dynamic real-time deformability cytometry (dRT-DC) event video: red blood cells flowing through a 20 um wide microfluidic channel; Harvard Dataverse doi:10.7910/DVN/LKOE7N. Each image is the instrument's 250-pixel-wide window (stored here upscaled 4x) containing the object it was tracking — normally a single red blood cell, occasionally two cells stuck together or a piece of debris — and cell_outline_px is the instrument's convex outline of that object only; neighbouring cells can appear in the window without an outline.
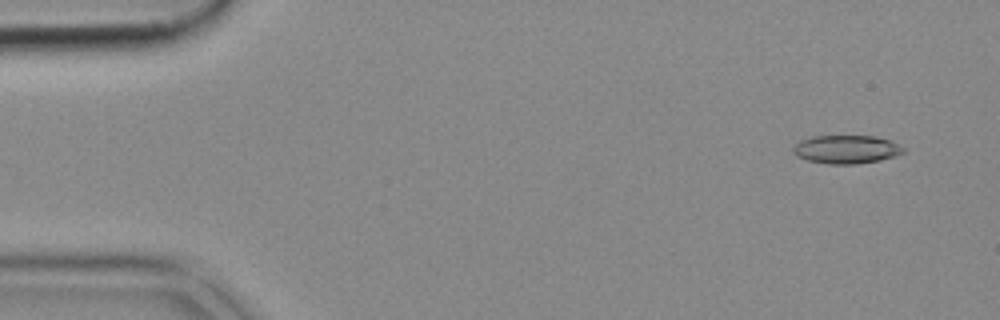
{"species": "common noctule bat (a hibernating species)", "species_latin": "Nyctalus noctula", "temperature_condition": "cold", "stored_images_in_passage": 53, "camera_frame_rate_fps": 3000, "um_per_image_px": 0.085, "animal": {"sex": "female", "body_mass_g": 18.4}, "frame": {"image": 1, "passage_image": 4, "time_ms": 1.0, "image_size_px": [1000, 320], "cell_outline_px": [[904, 152], [880, 160], [856, 164], [828, 164], [808, 160], [796, 156], [792, 152], [792, 148], [800, 140], [812, 136], [876, 136], [888, 140], [904, 148]], "centroid_in_image_um": [71.88, 12.69], "position_along_channel_um": 13.1, "area_um2": 18.09}}
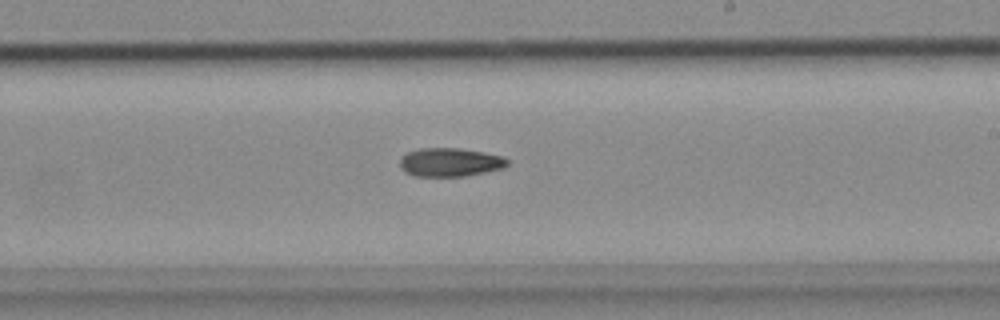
{"frame": {"image": 2, "passage_image": 31, "time_ms": 10.0, "image_size_px": [1000, 320], "cell_outline_px": [[508, 164], [504, 168], [464, 176], [416, 176], [404, 172], [400, 168], [400, 156], [408, 152], [420, 148], [460, 148], [484, 152], [500, 156], [508, 160]], "centroid_in_image_um": [38.21, 13.79], "position_along_channel_um": 250.8, "area_um2": 17.92}}
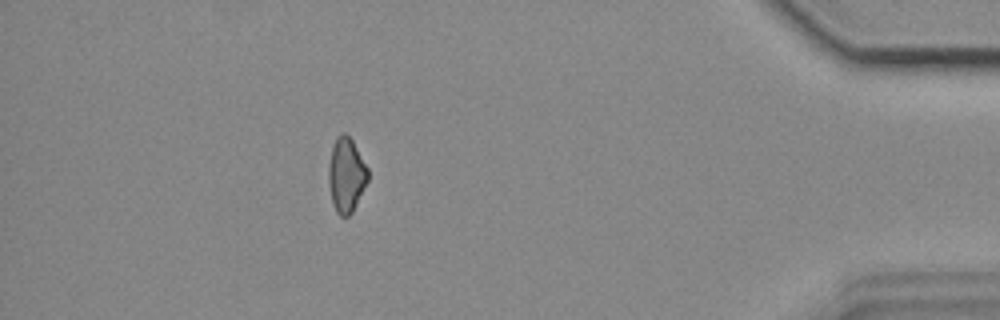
{"frame": {"image": 3, "passage_image": 47, "time_ms": 15.333, "image_size_px": [1000, 320], "cell_outline_px": [[368, 180], [352, 212], [348, 216], [340, 216], [336, 212], [332, 204], [328, 184], [328, 164], [332, 144], [336, 136], [340, 132], [344, 132], [352, 140], [368, 168]], "centroid_in_image_um": [29.4, 14.85], "position_along_channel_um": 405.8, "area_um2": 17.28}}